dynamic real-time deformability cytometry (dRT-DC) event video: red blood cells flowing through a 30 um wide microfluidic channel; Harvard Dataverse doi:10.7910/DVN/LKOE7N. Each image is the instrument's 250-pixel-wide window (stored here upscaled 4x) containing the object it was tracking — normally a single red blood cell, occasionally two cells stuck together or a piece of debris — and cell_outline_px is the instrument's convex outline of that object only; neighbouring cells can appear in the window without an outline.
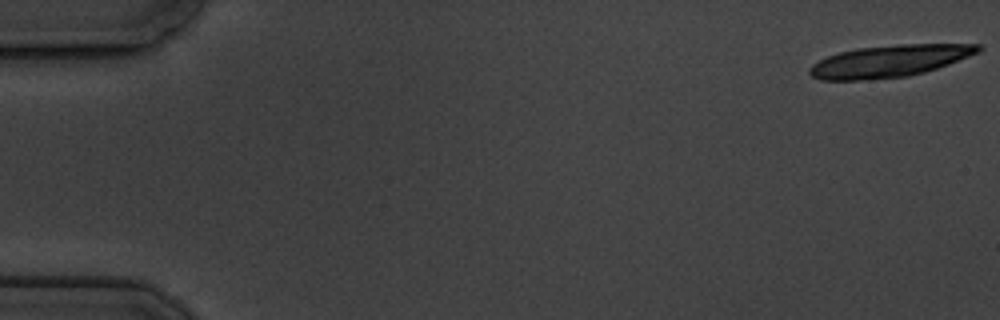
{"species": "common noctule bat (a hibernating species)", "species_latin": "Nyctalus noctula", "temperature_condition": "cold", "stored_images_in_passage": 6, "camera_frame_rate_fps": 3000, "um_per_image_px": 0.085, "animal": {"sex": "male", "body_mass_g": 19.5, "forearm_length_mm": 54.6}, "frame": {"image": 1, "passage_image": 1, "time_ms": 0.0, "image_size_px": [1000, 320], "cell_outline_px": [[984, 48], [980, 52], [948, 64], [924, 72], [908, 76], [860, 80], [820, 80], [812, 76], [808, 72], [808, 68], [812, 64], [828, 56], [840, 52], [860, 48], [900, 44], [980, 44]], "centroid_in_image_um": [75.61, 5.19], "position_along_channel_um": 9.4, "area_um2": 31.21}}